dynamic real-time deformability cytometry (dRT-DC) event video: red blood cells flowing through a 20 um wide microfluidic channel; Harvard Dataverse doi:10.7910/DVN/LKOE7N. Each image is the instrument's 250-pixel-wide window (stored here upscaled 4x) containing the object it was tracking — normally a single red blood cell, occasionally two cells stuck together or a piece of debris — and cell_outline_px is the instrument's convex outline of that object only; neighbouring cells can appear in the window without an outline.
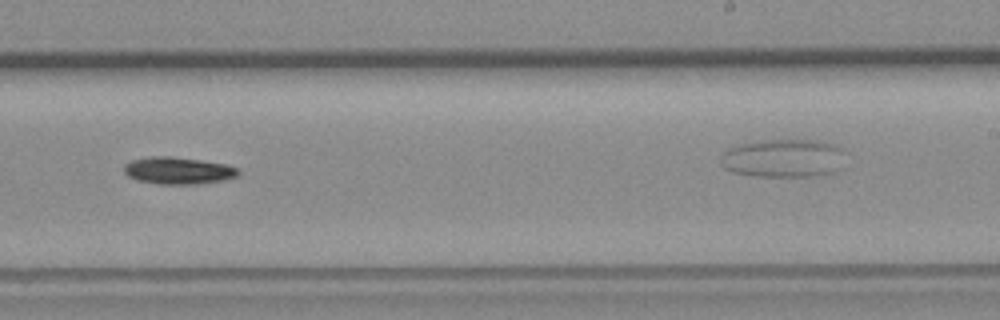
{"species": "common noctule bat (a hibernating species)", "species_latin": "Nyctalus noctula", "temperature_condition": "room temperature", "stored_images_in_passage": 23, "camera_frame_rate_fps": 3000, "um_per_image_px": 0.085, "animal": {"sex": "female", "body_mass_g": 19.3, "forearm_length_mm": 54.1}, "frame": {"image": 1, "passage_image": 17, "time_ms": 5.333, "image_size_px": [1000, 320], "cell_outline_px": [[240, 172], [236, 176], [220, 180], [196, 184], [160, 184], [136, 180], [128, 176], [124, 172], [124, 164], [132, 160], [152, 156], [168, 156], [200, 160], [224, 164], [236, 168]], "centroid_in_image_um": [15.08, 14.5], "position_along_channel_um": 273.9, "area_um2": 17.74}}
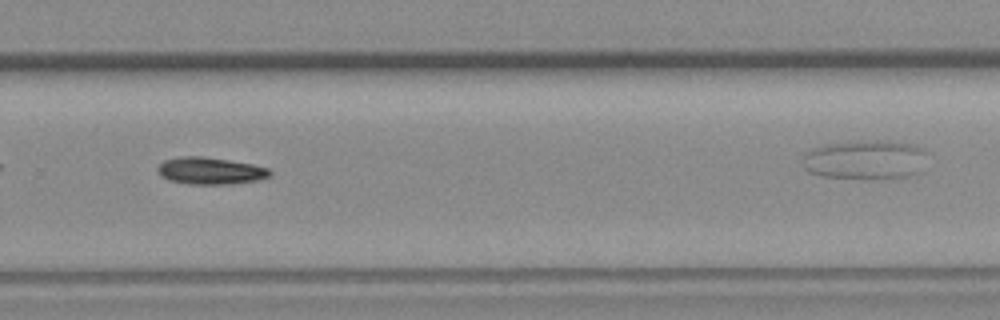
{"frame": {"image": 2, "passage_image": 20, "time_ms": 6.333, "image_size_px": [1000, 320], "cell_outline_px": [[272, 172], [268, 176], [256, 180], [232, 184], [192, 184], [168, 180], [156, 168], [164, 160], [180, 156], [200, 156], [252, 164], [268, 168]], "centroid_in_image_um": [17.87, 14.51], "position_along_channel_um": 311.9, "area_um2": 17.34}}